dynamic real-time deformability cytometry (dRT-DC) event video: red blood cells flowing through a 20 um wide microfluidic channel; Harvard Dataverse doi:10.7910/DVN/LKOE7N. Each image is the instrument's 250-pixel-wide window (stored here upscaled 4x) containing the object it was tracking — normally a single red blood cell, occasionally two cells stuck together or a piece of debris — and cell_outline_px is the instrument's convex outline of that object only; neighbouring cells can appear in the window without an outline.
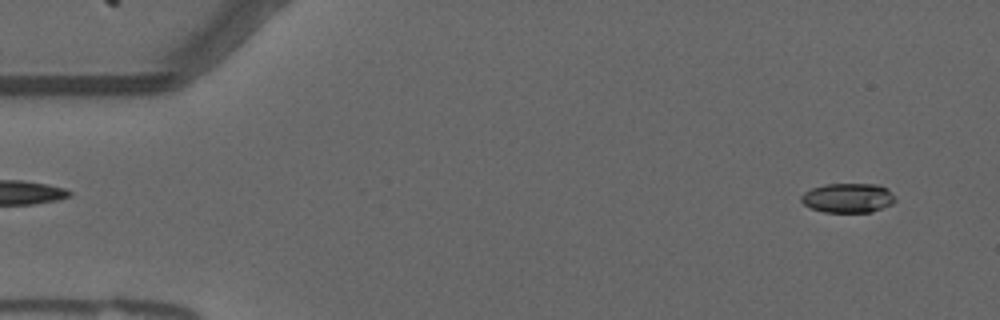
{"species": "common noctule bat (a hibernating species)", "species_latin": "Nyctalus noctula", "temperature_condition": "warm", "stored_images_in_passage": 54, "camera_frame_rate_fps": 3000, "um_per_image_px": 0.085, "animal": {"sex": "male", "forearm_length_mm": 52.5}, "frame": {"image": 1, "passage_image": 3, "time_ms": 0.667, "image_size_px": [1000, 320], "cell_outline_px": [[896, 200], [892, 204], [872, 212], [824, 212], [812, 208], [804, 204], [800, 200], [800, 196], [804, 192], [812, 188], [824, 184], [880, 184], [888, 188]], "centroid_in_image_um": [72.08, 16.82], "position_along_channel_um": 12.9, "area_um2": 16.24}}
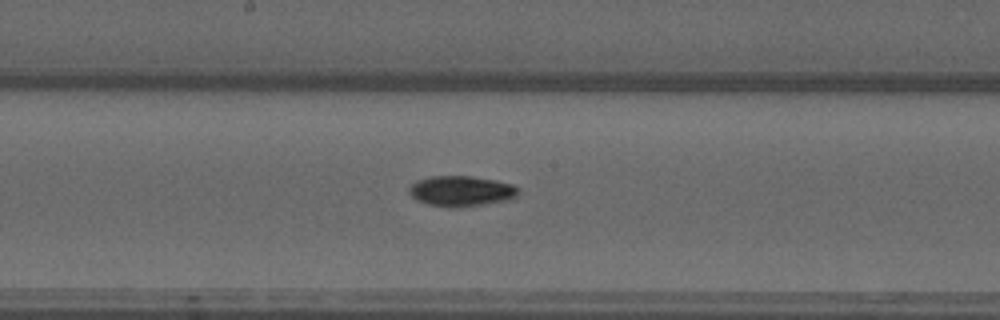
{"frame": {"image": 2, "passage_image": 28, "time_ms": 9.0, "image_size_px": [1000, 320], "cell_outline_px": [[520, 192], [512, 200], [460, 208], [452, 208], [428, 204], [416, 200], [408, 192], [408, 188], [416, 180], [428, 176], [472, 176], [496, 180], [512, 184]], "centroid_in_image_um": [39.2, 16.25], "position_along_channel_um": 209.0, "area_um2": 19.77}}
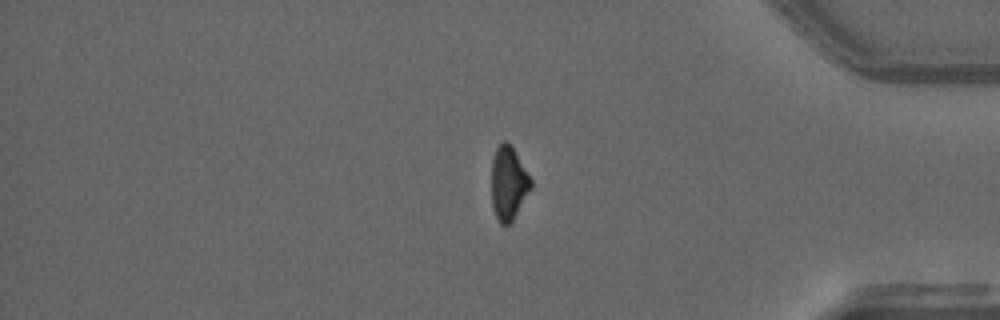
{"frame": {"image": 3, "passage_image": 45, "time_ms": 14.667, "image_size_px": [1000, 320], "cell_outline_px": [[532, 188], [512, 220], [508, 224], [500, 224], [492, 208], [492, 160], [496, 148], [504, 140], [512, 148], [532, 180]], "centroid_in_image_um": [43.21, 15.6], "position_along_channel_um": 392.0, "area_um2": 16.53}, "authors_computed_cell_mechanics": {"area_um2": 17.5423, "velocity_mm_per_s": 3.7269, "shape_relaxation_time_tau1_ms": 4.1322, "shape_relaxation_time_tau2_ms": null, "deformation_change_tau1": 0.1453, "deformation_change_tau2": null}}